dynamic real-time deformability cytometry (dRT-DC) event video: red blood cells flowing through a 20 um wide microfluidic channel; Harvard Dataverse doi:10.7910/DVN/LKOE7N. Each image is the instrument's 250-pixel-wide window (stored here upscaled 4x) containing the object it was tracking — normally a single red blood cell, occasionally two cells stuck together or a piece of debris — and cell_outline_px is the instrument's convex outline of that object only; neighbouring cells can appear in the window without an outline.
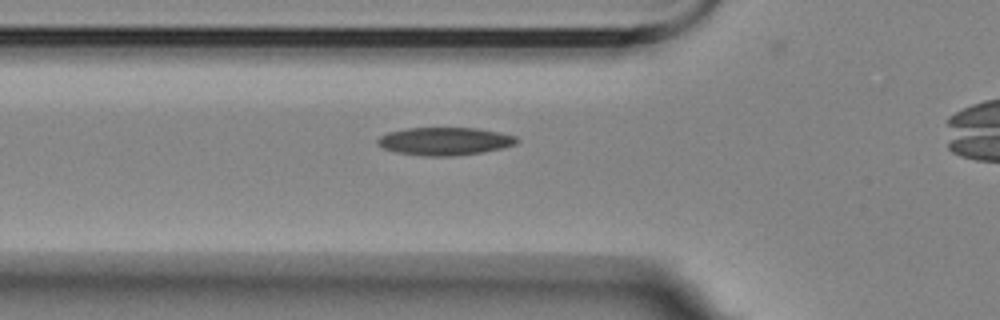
{"species": "Egyptian fruit bat (a non-hibernating species)", "species_latin": "Rousettus aegyptiacus", "temperature_condition": "room temperature", "stored_images_in_passage": 32, "camera_frame_rate_fps": 3000, "um_per_image_px": 0.085, "animal": {"sex": "female"}, "frame": {"image": 1, "passage_image": 2, "time_ms": 0.333, "image_size_px": [1000, 320], "cell_outline_px": [[520, 140], [516, 144], [500, 148], [480, 152], [452, 156], [424, 156], [396, 152], [384, 148], [376, 144], [376, 140], [380, 136], [388, 132], [408, 128], [476, 128], [500, 132], [516, 136]], "centroid_in_image_um": [37.79, 12.0], "position_along_channel_um": 88.0, "area_um2": 22.54}}
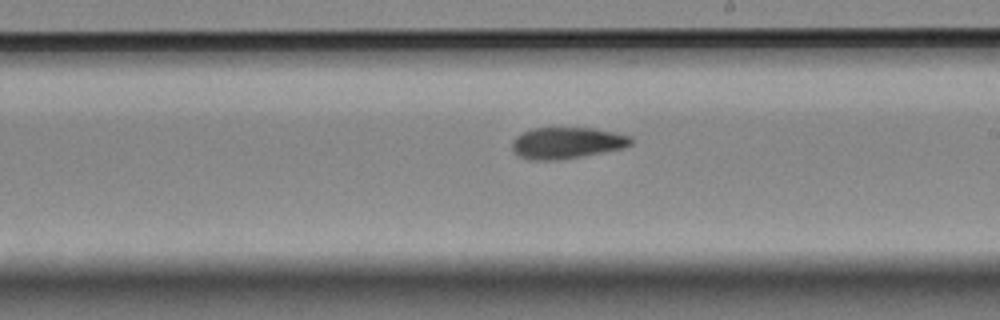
{"frame": {"image": 2, "passage_image": 15, "time_ms": 4.667, "image_size_px": [1000, 320], "cell_outline_px": [[632, 144], [620, 148], [580, 156], [552, 160], [532, 160], [520, 156], [512, 148], [512, 140], [516, 136], [532, 128], [592, 128], [632, 136]], "centroid_in_image_um": [48.15, 12.13], "position_along_channel_um": 240.8, "area_um2": 21.27}}
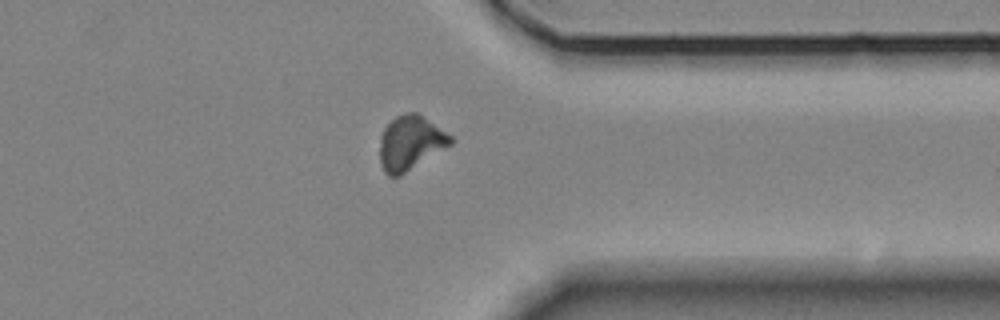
{"frame": {"image": 3, "passage_image": 27, "time_ms": 8.667, "image_size_px": [1000, 320], "cell_outline_px": [[452, 144], [400, 176], [388, 176], [384, 172], [380, 164], [380, 136], [384, 128], [396, 116], [408, 112], [416, 112], [452, 136]], "centroid_in_image_um": [34.86, 12.16], "position_along_channel_um": 376.5, "area_um2": 22.25}}